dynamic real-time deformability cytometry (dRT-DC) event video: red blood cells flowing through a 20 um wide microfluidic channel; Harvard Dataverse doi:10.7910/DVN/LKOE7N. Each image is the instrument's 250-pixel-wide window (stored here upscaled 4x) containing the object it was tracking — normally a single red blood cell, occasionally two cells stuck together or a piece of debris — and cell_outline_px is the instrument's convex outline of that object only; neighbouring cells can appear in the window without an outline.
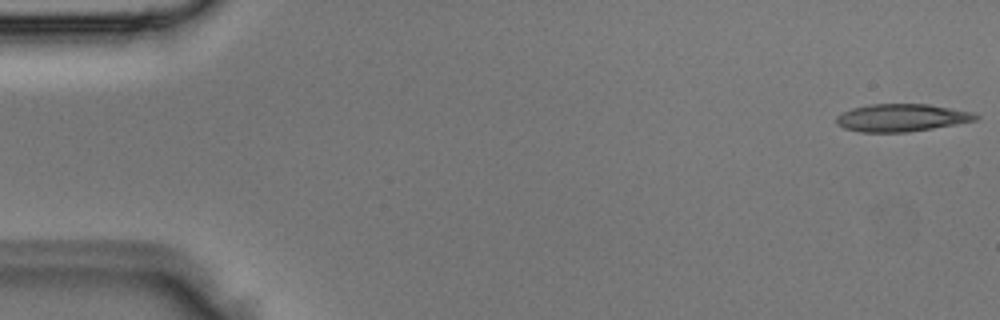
{"species": "Egyptian fruit bat (a non-hibernating species)", "species_latin": "Rousettus aegyptiacus", "temperature_condition": "room temperature", "stored_images_in_passage": 5, "camera_frame_rate_fps": 3000, "um_per_image_px": 0.085, "animal": {"sex": "male"}, "frame": {"image": 1, "passage_image": 1, "time_ms": 0.0, "image_size_px": [1000, 320], "cell_outline_px": [[980, 116], [976, 120], [956, 124], [908, 132], [860, 132], [844, 128], [836, 124], [836, 116], [852, 108], [868, 104], [928, 104], [972, 112]], "centroid_in_image_um": [76.61, 10.0], "position_along_channel_um": 8.4, "area_um2": 22.31}}
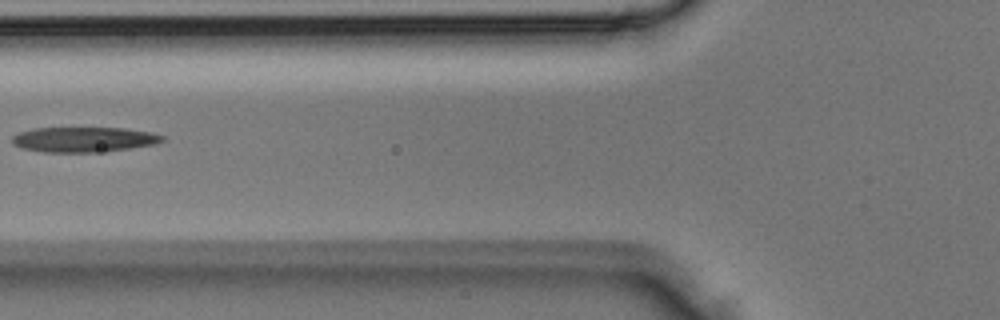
{"frame": {"image": 2, "passage_image": 5, "time_ms": 1.333, "image_size_px": [1000, 320], "cell_outline_px": [[164, 140], [156, 144], [128, 148], [96, 152], [44, 152], [20, 148], [12, 144], [12, 136], [20, 132], [32, 128], [124, 128], [148, 132], [164, 136]], "centroid_in_image_um": [7.07, 11.85], "position_along_channel_um": 118.7, "area_um2": 21.85}}